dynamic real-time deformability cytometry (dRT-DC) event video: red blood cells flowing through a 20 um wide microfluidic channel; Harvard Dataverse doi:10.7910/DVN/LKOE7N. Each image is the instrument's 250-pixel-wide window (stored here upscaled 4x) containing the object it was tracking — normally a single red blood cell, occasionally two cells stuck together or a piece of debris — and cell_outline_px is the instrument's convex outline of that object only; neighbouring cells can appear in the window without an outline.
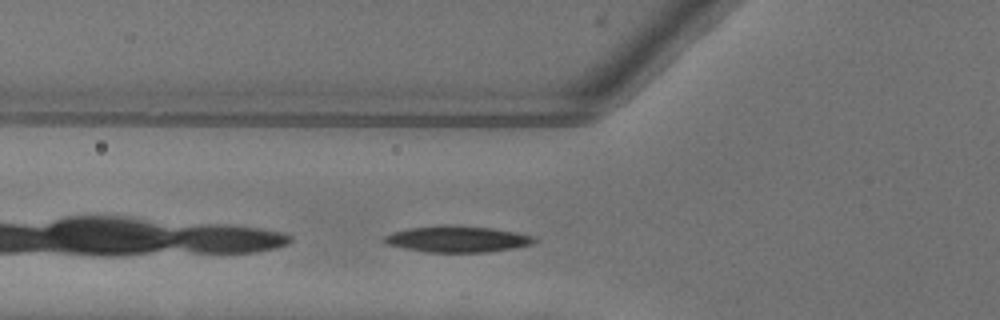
{"species": "common noctule bat (a hibernating species)", "species_latin": "Nyctalus noctula", "temperature_condition": "warm", "stored_images_in_passage": 35, "camera_frame_rate_fps": 3000, "um_per_image_px": 0.085, "animal": {"sex": "female"}, "frame": {"image": 1, "passage_image": 2, "time_ms": 0.333, "image_size_px": [1000, 320], "cell_outline_px": [[536, 240], [532, 244], [512, 248], [488, 252], [428, 252], [388, 244], [380, 240], [384, 236], [392, 232], [412, 228], [444, 224], [448, 224], [492, 228], [516, 232], [532, 236]], "centroid_in_image_um": [38.86, 20.31], "position_along_channel_um": 86.9, "area_um2": 22.77}}
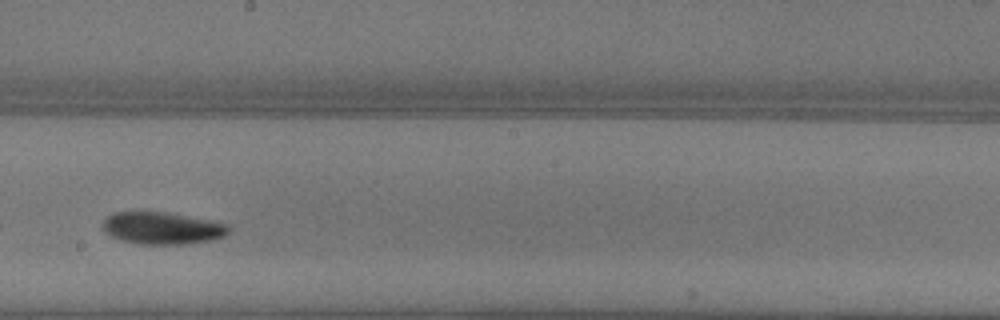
{"frame": {"image": 2, "passage_image": 13, "time_ms": 4.0, "image_size_px": [1000, 320], "cell_outline_px": [[232, 228], [224, 236], [212, 240], [188, 244], [140, 244], [120, 240], [104, 232], [100, 228], [100, 224], [108, 216], [116, 212], [168, 212], [228, 224]], "centroid_in_image_um": [13.77, 19.4], "position_along_channel_um": 234.4, "area_um2": 23.76}}
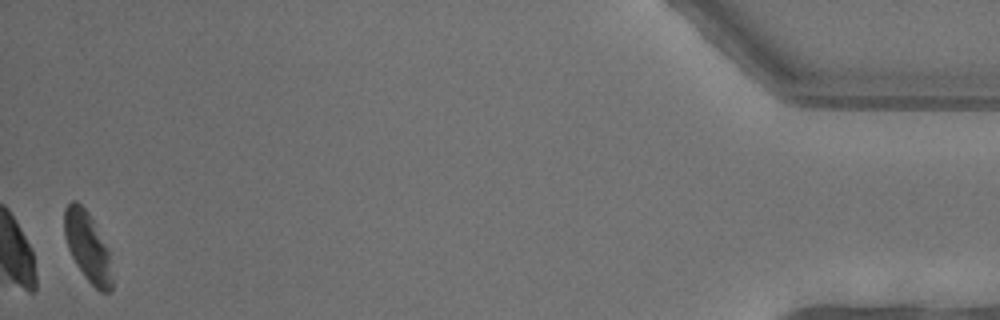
{"frame": {"image": 3, "passage_image": 34, "time_ms": 11.0, "image_size_px": [1000, 320], "cell_outline_px": [[112, 288], [108, 292], [100, 292], [84, 276], [76, 264], [68, 248], [64, 236], [64, 208], [72, 200], [76, 200], [88, 212], [108, 248], [112, 280]], "centroid_in_image_um": [7.43, 20.96], "position_along_channel_um": 427.8, "area_um2": 19.19}, "authors_computed_cell_mechanics": {"area_um2": 22.4842, "velocity_mm_per_s": 4.0125, "shape_relaxation_time_tau1_ms": 3.1424, "shape_relaxation_time_tau2_ms": null, "deformation_change_tau1": 0.1217, "deformation_change_tau2": null}}